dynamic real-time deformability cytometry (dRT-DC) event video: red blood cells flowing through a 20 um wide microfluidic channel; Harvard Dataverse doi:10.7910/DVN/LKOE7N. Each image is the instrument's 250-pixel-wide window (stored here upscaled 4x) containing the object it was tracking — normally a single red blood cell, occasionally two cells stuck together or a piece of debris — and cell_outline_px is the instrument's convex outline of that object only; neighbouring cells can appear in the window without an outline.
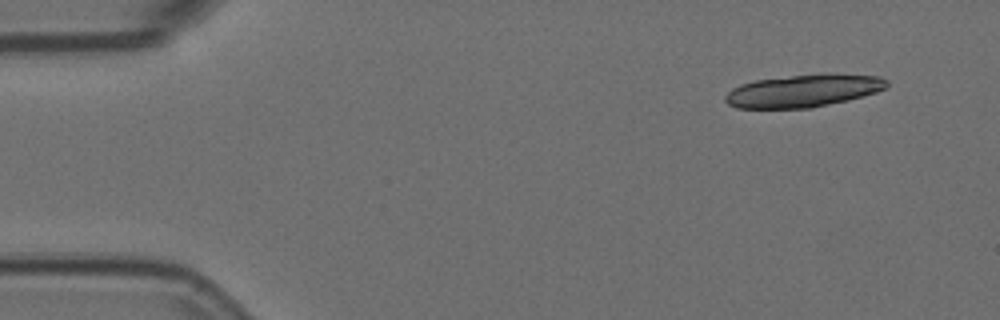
{"species": "Egyptian fruit bat (a non-hibernating species)", "species_latin": "Rousettus aegyptiacus", "temperature_condition": "room temperature", "stored_images_in_passage": 4, "camera_frame_rate_fps": 3000, "um_per_image_px": 0.085, "animal": {"sex": "female"}, "frame": {"image": 1, "passage_image": 1, "time_ms": 0.0, "image_size_px": [1000, 320], "cell_outline_px": [[888, 84], [884, 88], [876, 92], [848, 100], [812, 108], [736, 108], [728, 104], [724, 100], [724, 96], [732, 88], [740, 84], [756, 80], [792, 76], [880, 76], [888, 80]], "centroid_in_image_um": [68.19, 7.76], "position_along_channel_um": 16.8, "area_um2": 29.65}}